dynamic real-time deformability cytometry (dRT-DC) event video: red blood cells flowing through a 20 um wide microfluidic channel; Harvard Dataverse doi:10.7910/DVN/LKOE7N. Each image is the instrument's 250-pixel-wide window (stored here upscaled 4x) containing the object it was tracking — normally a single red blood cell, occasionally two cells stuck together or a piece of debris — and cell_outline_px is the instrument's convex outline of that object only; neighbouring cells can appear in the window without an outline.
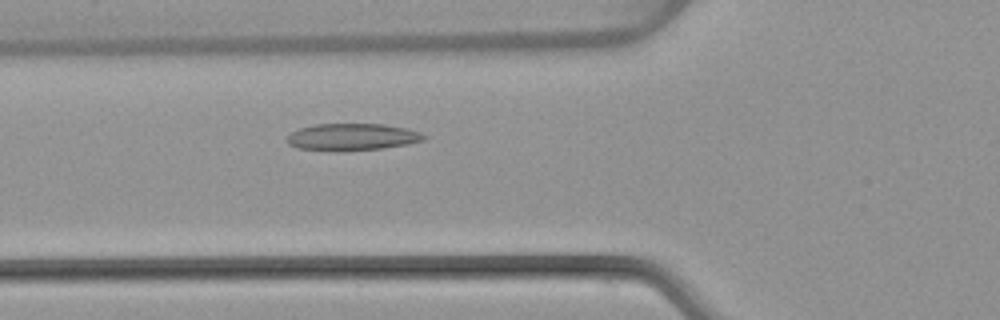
{"species": "common noctule bat (a hibernating species)", "species_latin": "Nyctalus noctula", "temperature_condition": "warm", "stored_images_in_passage": 38, "camera_frame_rate_fps": 3000, "um_per_image_px": 0.085, "animal": {"sex": "female", "body_mass_g": 22.7, "forearm_length_mm": 54.2}, "frame": {"image": 1, "passage_image": 6, "time_ms": 1.667, "image_size_px": [1000, 320], "cell_outline_px": [[428, 136], [424, 140], [408, 144], [384, 148], [344, 152], [332, 152], [300, 148], [288, 144], [284, 140], [292, 132], [300, 128], [316, 124], [384, 124], [408, 128], [420, 132]], "centroid_in_image_um": [29.95, 11.66], "position_along_channel_um": 95.9, "area_um2": 21.96}}
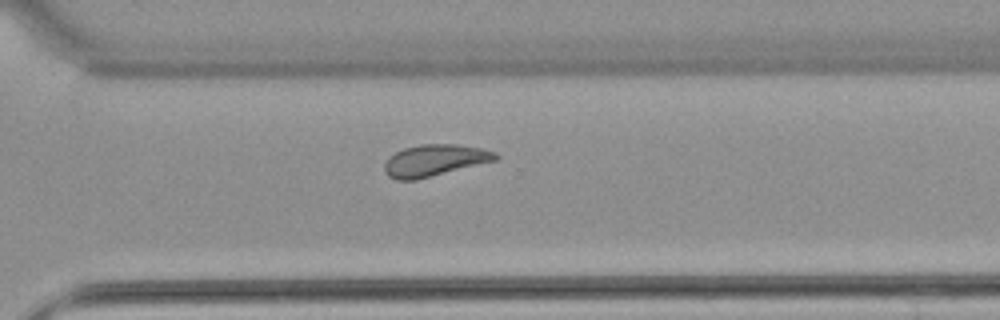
{"frame": {"image": 2, "passage_image": 24, "time_ms": 7.667, "image_size_px": [1000, 320], "cell_outline_px": [[500, 156], [496, 160], [416, 180], [396, 180], [388, 176], [384, 172], [384, 164], [388, 156], [404, 148], [420, 144], [456, 144], [480, 148], [496, 152]], "centroid_in_image_um": [36.91, 13.63], "position_along_channel_um": 333.7, "area_um2": 20.52}}
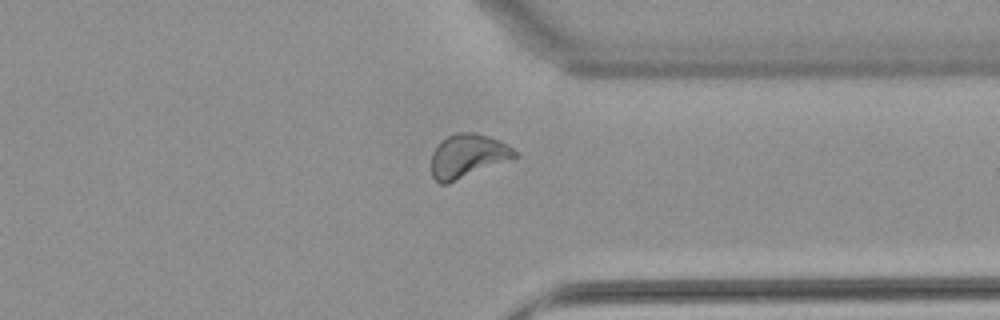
{"frame": {"image": 3, "passage_image": 27, "time_ms": 8.667, "image_size_px": [1000, 320], "cell_outline_px": [[520, 156], [448, 184], [440, 184], [432, 176], [432, 152], [440, 140], [456, 132], [476, 132], [500, 140], [508, 144], [520, 152]], "centroid_in_image_um": [39.79, 13.24], "position_along_channel_um": 371.6, "area_um2": 21.62}, "authors_computed_cell_mechanics": {"area_um2": 20.6635, "velocity_mm_per_s": 3.9673, "shape_relaxation_time_tau1_ms": null, "shape_relaxation_time_tau2_ms": 5.1312, "deformation_change_tau1": null, "deformation_change_tau2": 0.1172}}